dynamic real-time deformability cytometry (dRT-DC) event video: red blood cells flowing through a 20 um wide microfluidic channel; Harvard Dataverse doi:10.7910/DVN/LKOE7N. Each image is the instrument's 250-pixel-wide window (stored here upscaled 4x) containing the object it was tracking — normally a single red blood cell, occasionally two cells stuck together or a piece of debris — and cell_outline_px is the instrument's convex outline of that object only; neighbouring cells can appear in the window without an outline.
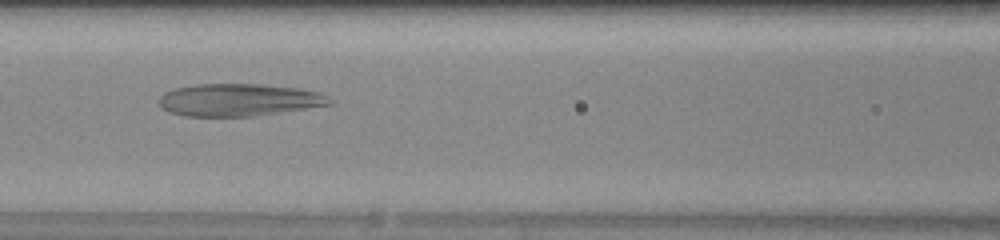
{"species": "human", "species_latin": "Homo sapiens", "temperature_condition": "warm", "stored_images_in_passage": 38, "camera_frame_rate_fps": 3000, "um_per_image_px": 0.085, "donor": {"sex": "female"}, "frame": {"image": 1, "passage_image": 11, "time_ms": 3.333, "image_size_px": [1000, 240], "cell_outline_px": [[332, 104], [256, 116], [184, 116], [168, 112], [160, 104], [160, 96], [164, 92], [176, 88], [196, 84], [260, 84], [296, 88], [320, 92], [328, 96], [332, 100]], "centroid_in_image_um": [20.31, 8.49], "position_along_channel_um": 146.3, "area_um2": 32.14}}
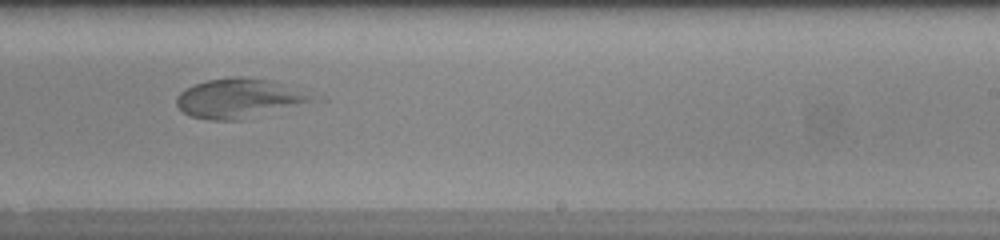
{"frame": {"image": 2, "passage_image": 20, "time_ms": 6.333, "image_size_px": [1000, 240], "cell_outline_px": [[312, 100], [240, 120], [212, 120], [192, 116], [184, 112], [176, 104], [176, 96], [184, 88], [208, 80], [232, 76], [240, 76], [264, 80], [308, 96]], "centroid_in_image_um": [20.05, 8.37], "position_along_channel_um": 269.0, "area_um2": 29.25}}
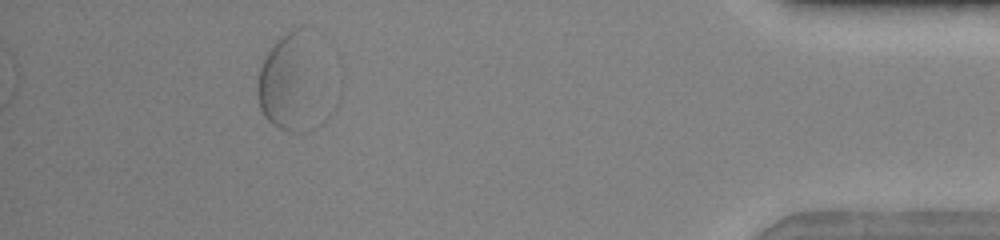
{"frame": {"image": 3, "passage_image": 34, "time_ms": 11.0, "image_size_px": [1000, 240], "cell_outline_px": [[320, 124], [316, 128], [308, 132], [292, 132], [280, 128], [272, 124], [264, 116], [260, 108], [256, 88], [256, 84], [260, 68], [268, 52], [276, 40], [292, 24], [300, 28]], "centroid_in_image_um": [24.45, 7.24], "position_along_channel_um": 410.7, "area_um2": 33.47}}